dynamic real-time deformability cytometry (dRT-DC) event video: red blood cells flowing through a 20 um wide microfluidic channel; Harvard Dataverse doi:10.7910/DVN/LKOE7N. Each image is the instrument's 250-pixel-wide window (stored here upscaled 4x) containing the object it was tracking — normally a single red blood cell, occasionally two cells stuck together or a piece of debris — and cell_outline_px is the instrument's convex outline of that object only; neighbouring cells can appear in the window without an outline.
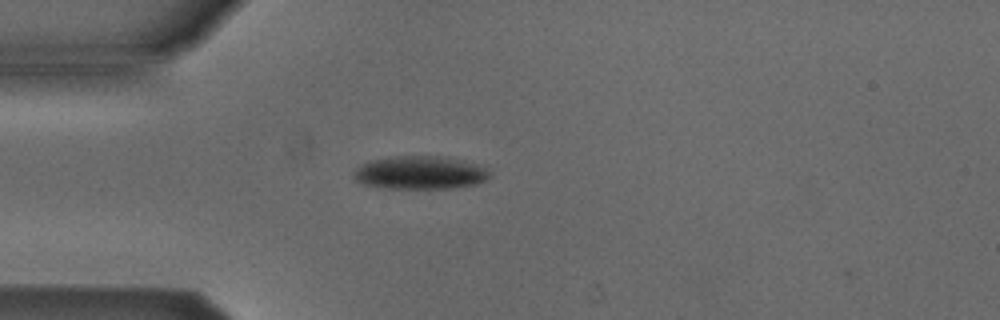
{"species": "Egyptian fruit bat (a non-hibernating species)", "species_latin": "Rousettus aegyptiacus", "temperature_condition": "cold", "stored_images_in_passage": 40, "camera_frame_rate_fps": 3000, "um_per_image_px": 0.085, "animal": {"sex": "male"}, "frame": {"image": 1, "passage_image": 2, "time_ms": 0.333, "image_size_px": [1000, 320], "cell_outline_px": [[492, 176], [488, 180], [476, 184], [452, 188], [384, 188], [364, 184], [356, 180], [352, 176], [352, 172], [360, 164], [368, 160], [396, 156], [448, 156], [464, 160], [488, 168], [492, 172]], "centroid_in_image_um": [35.74, 14.66], "position_along_channel_um": 49.3, "area_um2": 26.82}}
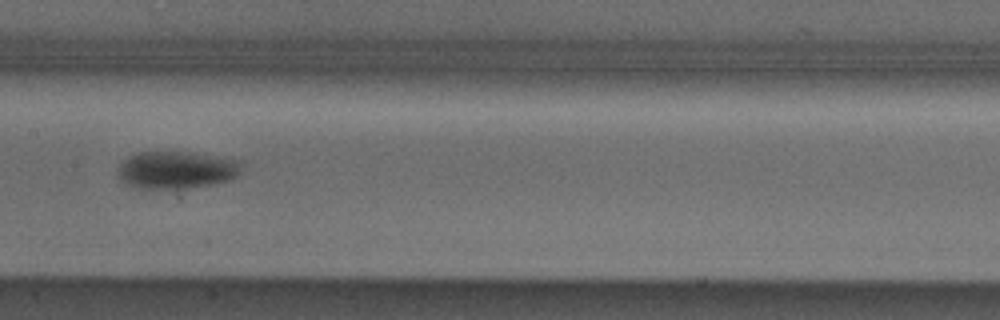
{"frame": {"image": 2, "passage_image": 14, "time_ms": 4.333, "image_size_px": [1000, 320], "cell_outline_px": [[240, 172], [232, 180], [212, 184], [188, 188], [136, 188], [120, 180], [120, 164], [128, 156], [140, 152], [180, 152], [240, 160]], "centroid_in_image_um": [15.0, 14.46], "position_along_channel_um": 192.4, "area_um2": 26.47}}
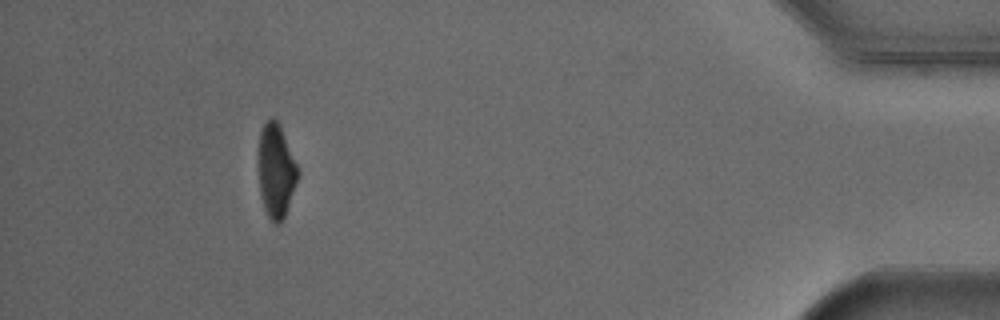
{"frame": {"image": 3, "passage_image": 36, "time_ms": 11.667, "image_size_px": [1000, 320], "cell_outline_px": [[300, 172], [296, 184], [284, 216], [280, 224], [276, 224], [268, 216], [264, 208], [260, 192], [260, 132], [264, 124], [272, 116], [280, 124]], "centroid_in_image_um": [23.49, 14.51], "position_along_channel_um": 411.7, "area_um2": 20.98}, "authors_computed_cell_mechanics": {"area_um2": 25.6921, "velocity_mm_per_s": 3.8666, "shape_relaxation_time_tau1_ms": 1.6841, "shape_relaxation_time_tau2_ms": null, "deformation_change_tau1": 0.1023, "deformation_change_tau2": null}}